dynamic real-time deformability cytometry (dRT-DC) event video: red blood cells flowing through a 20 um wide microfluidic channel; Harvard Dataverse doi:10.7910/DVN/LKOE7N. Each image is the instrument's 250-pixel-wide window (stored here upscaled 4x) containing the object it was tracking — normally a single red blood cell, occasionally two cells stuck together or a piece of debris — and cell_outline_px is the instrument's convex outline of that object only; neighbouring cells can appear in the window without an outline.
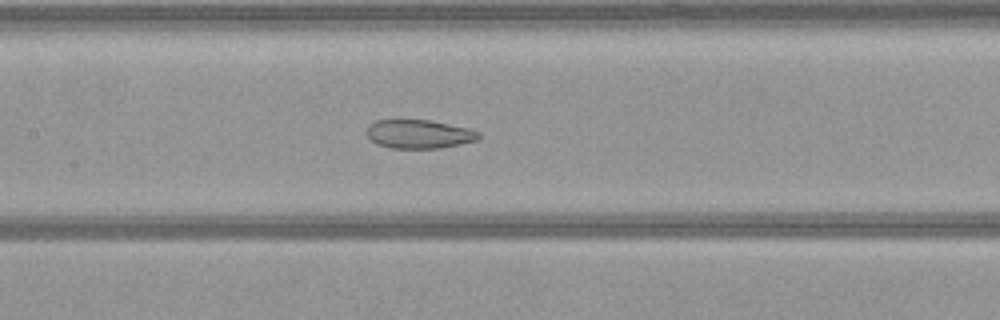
{"species": "common noctule bat (a hibernating species)", "species_latin": "Nyctalus noctula", "temperature_condition": "warm", "stored_images_in_passage": 44, "camera_frame_rate_fps": 3000, "um_per_image_px": 0.085, "animal": {"sex": "female", "body_mass_g": 21.9}, "frame": {"image": 1, "passage_image": 23, "time_ms": 7.333, "image_size_px": [1000, 320], "cell_outline_px": [[480, 136], [476, 140], [460, 144], [440, 148], [392, 148], [376, 144], [364, 132], [368, 124], [376, 120], [396, 116], [432, 120], [468, 128], [480, 132]], "centroid_in_image_um": [35.52, 11.33], "position_along_channel_um": 171.9, "area_um2": 19.65}}
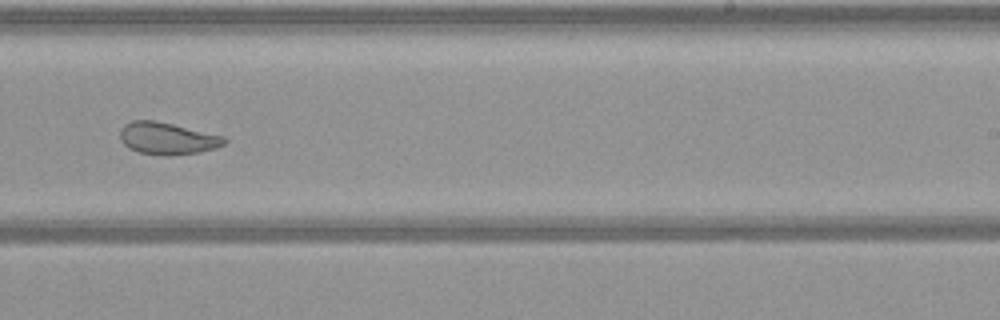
{"frame": {"image": 2, "passage_image": 31, "time_ms": 10.0, "image_size_px": [1000, 320], "cell_outline_px": [[228, 140], [224, 144], [216, 148], [200, 152], [172, 156], [160, 156], [140, 152], [128, 148], [120, 140], [120, 128], [124, 124], [132, 120], [156, 120], [224, 136]], "centroid_in_image_um": [14.21, 11.77], "position_along_channel_um": 274.8, "area_um2": 19.77}}
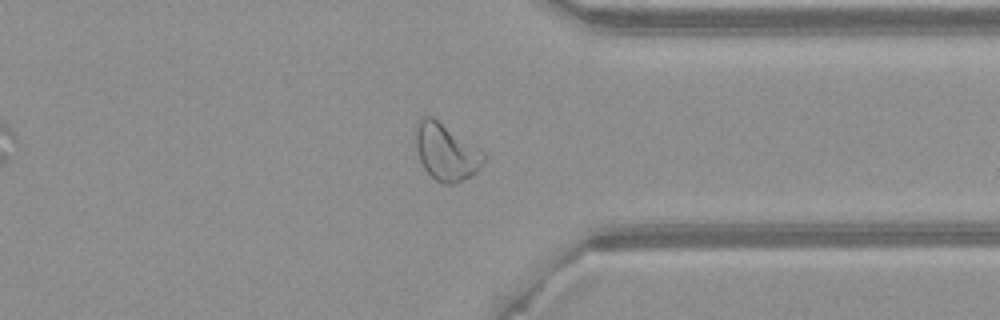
{"frame": {"image": 3, "passage_image": 39, "time_ms": 12.667, "image_size_px": [1000, 320], "cell_outline_px": [[484, 160], [480, 168], [476, 172], [456, 184], [444, 184], [436, 180], [424, 168], [420, 160], [416, 148], [416, 124], [420, 116], [432, 116], [484, 152]], "centroid_in_image_um": [37.9, 12.91], "position_along_channel_um": 373.5, "area_um2": 22.25}}